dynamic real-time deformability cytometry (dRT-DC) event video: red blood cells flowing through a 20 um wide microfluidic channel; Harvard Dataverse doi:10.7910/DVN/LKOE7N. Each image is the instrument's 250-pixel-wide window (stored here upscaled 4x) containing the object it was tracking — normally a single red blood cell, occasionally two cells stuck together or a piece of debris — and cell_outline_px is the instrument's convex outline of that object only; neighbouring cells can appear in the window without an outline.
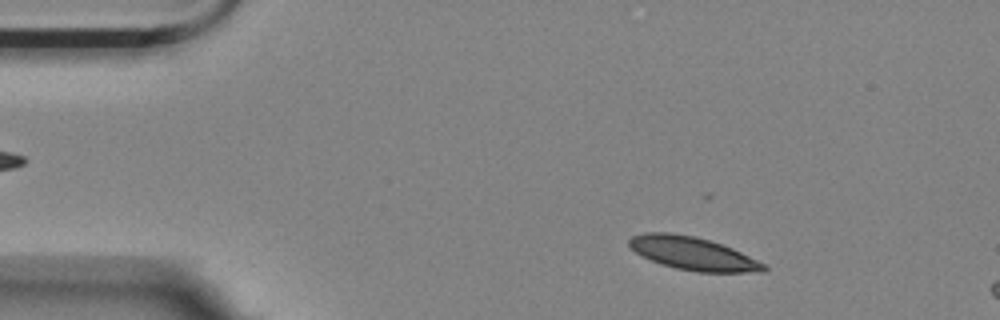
{"species": "Egyptian fruit bat (a non-hibernating species)", "species_latin": "Rousettus aegyptiacus", "temperature_condition": "room temperature", "stored_images_in_passage": 13, "camera_frame_rate_fps": 3000, "um_per_image_px": 0.085, "animal": {"sex": "female"}, "frame": {"image": 1, "passage_image": 6, "time_ms": 1.667, "image_size_px": [1000, 320], "cell_outline_px": [[768, 268], [764, 272], [696, 272], [676, 268], [660, 264], [636, 252], [628, 244], [628, 240], [632, 236], [644, 232], [672, 232], [696, 236], [732, 248], [764, 264]], "centroid_in_image_um": [58.87, 21.54], "position_along_channel_um": 26.1, "area_um2": 25.78}}